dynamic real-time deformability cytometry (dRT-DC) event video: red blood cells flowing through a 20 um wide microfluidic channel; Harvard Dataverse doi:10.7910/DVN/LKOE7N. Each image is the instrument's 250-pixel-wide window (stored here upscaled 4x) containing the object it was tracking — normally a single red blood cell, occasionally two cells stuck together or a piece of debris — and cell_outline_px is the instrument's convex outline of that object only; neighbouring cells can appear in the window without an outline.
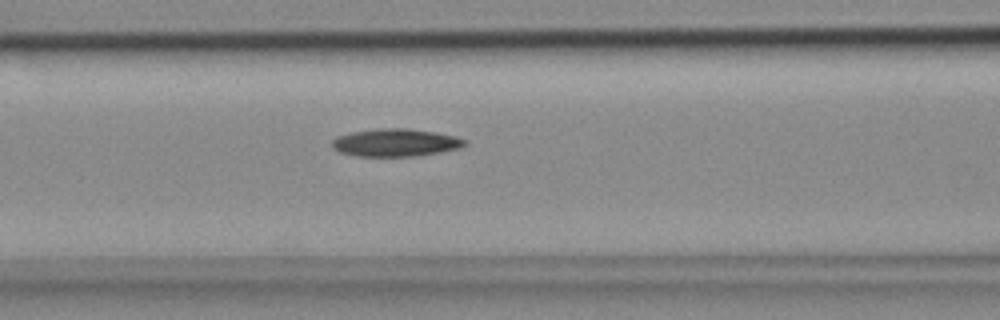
{"species": "common noctule bat (a hibernating species)", "species_latin": "Nyctalus noctula", "temperature_condition": "cold", "stored_images_in_passage": 38, "camera_frame_rate_fps": 3000, "um_per_image_px": 0.085, "animal": {"sex": "female", "body_mass_g": 18.4}, "frame": {"image": 1, "passage_image": 16, "time_ms": 5.0, "image_size_px": [1000, 320], "cell_outline_px": [[468, 144], [460, 148], [440, 152], [416, 156], [356, 156], [340, 152], [332, 148], [332, 140], [336, 136], [352, 132], [376, 128], [408, 128], [456, 136], [464, 140]], "centroid_in_image_um": [33.59, 12.12], "position_along_channel_um": 133.0, "area_um2": 21.44}}
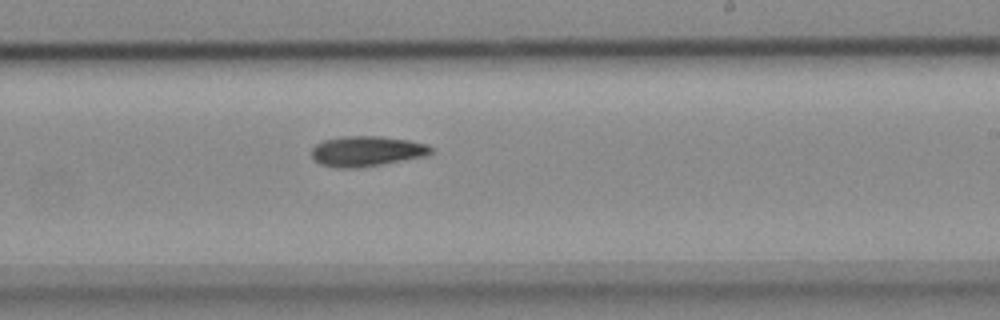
{"frame": {"image": 2, "passage_image": 26, "time_ms": 8.333, "image_size_px": [1000, 320], "cell_outline_px": [[432, 152], [428, 156], [360, 168], [336, 168], [320, 164], [312, 160], [312, 148], [316, 144], [324, 140], [340, 136], [380, 136], [408, 140], [428, 144], [432, 148]], "centroid_in_image_um": [31.16, 12.86], "position_along_channel_um": 257.8, "area_um2": 21.39}}
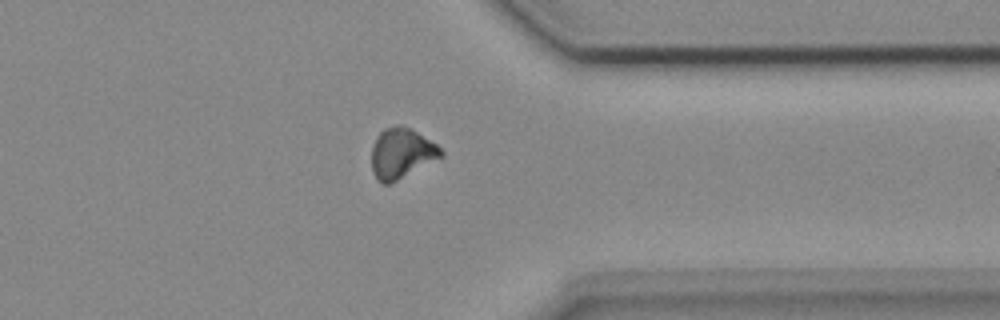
{"frame": {"image": 3, "passage_image": 36, "time_ms": 11.667, "image_size_px": [1000, 320], "cell_outline_px": [[444, 156], [388, 184], [384, 184], [376, 180], [372, 172], [372, 144], [376, 136], [384, 128], [396, 124], [400, 124], [416, 132], [436, 144], [444, 152]], "centroid_in_image_um": [34.09, 13.02], "position_along_channel_um": 377.3, "area_um2": 20.23}}